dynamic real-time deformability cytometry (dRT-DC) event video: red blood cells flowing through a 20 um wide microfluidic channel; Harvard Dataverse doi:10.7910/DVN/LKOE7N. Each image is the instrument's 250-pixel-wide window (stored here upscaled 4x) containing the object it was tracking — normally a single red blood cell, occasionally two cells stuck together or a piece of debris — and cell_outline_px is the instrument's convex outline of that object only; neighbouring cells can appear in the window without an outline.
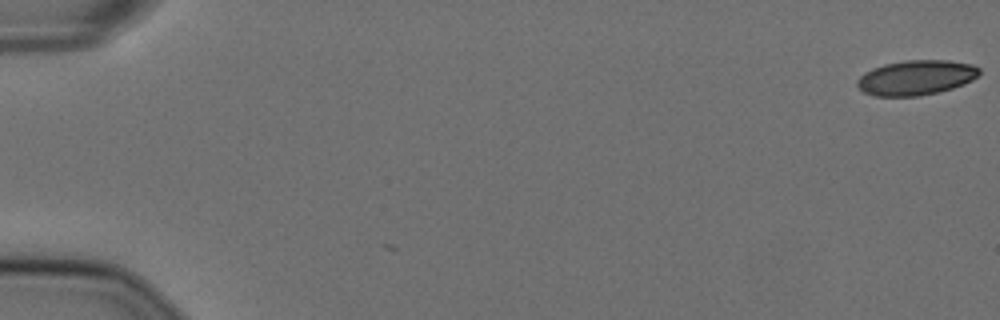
{"species": "Egyptian fruit bat (a non-hibernating species)", "species_latin": "Rousettus aegyptiacus", "temperature_condition": "cold", "stored_images_in_passage": 2, "camera_frame_rate_fps": 3000, "um_per_image_px": 0.085, "animal": {"sex": "female"}, "frame": {"image": 1, "passage_image": 2, "time_ms": 0.333, "image_size_px": [1000, 320], "cell_outline_px": [[980, 72], [972, 80], [964, 84], [952, 88], [920, 96], [872, 96], [864, 92], [856, 84], [856, 80], [864, 72], [872, 68], [884, 64], [904, 60], [948, 60], [972, 64], [980, 68]], "centroid_in_image_um": [77.84, 6.59], "position_along_channel_um": 7.2, "area_um2": 24.91}}